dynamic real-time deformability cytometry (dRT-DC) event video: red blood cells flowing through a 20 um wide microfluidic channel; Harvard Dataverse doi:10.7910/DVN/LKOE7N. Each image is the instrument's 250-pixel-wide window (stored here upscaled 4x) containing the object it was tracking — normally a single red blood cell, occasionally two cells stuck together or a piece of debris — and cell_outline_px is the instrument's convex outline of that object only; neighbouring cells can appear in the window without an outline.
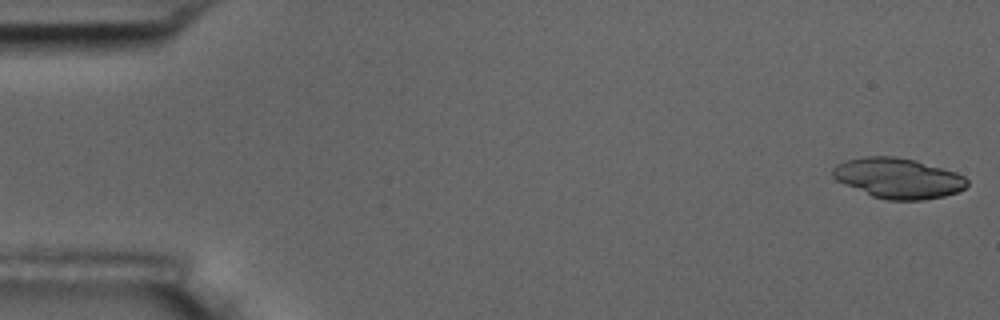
{"species": "common noctule bat (a hibernating species)", "species_latin": "Nyctalus noctula", "temperature_condition": "room temperature", "stored_images_in_passage": 55, "camera_frame_rate_fps": 3000, "um_per_image_px": 0.085, "animal": {"sex": "male", "body_mass_g": 17.5, "forearm_length_mm": 52.3}, "frame": {"image": 1, "passage_image": 1, "time_ms": 0.0, "image_size_px": [1000, 320], "cell_outline_px": [[968, 184], [964, 188], [956, 192], [944, 196], [924, 200], [888, 200], [872, 196], [844, 184], [836, 180], [832, 176], [832, 168], [836, 164], [848, 160], [864, 156], [896, 156], [916, 160], [956, 172], [964, 176], [968, 180]], "centroid_in_image_um": [76.34, 15.14], "position_along_channel_um": 8.7, "area_um2": 31.62}}
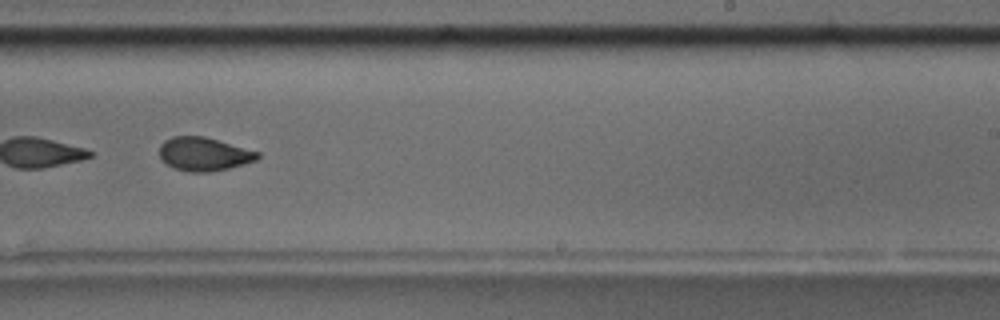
{"frame": {"image": 2, "passage_image": 35, "time_ms": 11.333, "image_size_px": [1000, 320], "cell_outline_px": [[260, 156], [256, 160], [244, 164], [228, 168], [208, 172], [192, 172], [172, 168], [160, 156], [160, 144], [164, 140], [172, 136], [204, 136], [260, 152]], "centroid_in_image_um": [17.33, 13.09], "position_along_channel_um": 271.7, "area_um2": 19.07}, "authors_computed_cell_mechanics": {"area_um2": 20.1144, "velocity_mm_per_s": 3.5981, "shape_relaxation_time_tau1_ms": 4.6032, "shape_relaxation_time_tau2_ms": 2.9725, "deformation_change_tau1": 0.126, "deformation_change_tau2": 0.0696}}